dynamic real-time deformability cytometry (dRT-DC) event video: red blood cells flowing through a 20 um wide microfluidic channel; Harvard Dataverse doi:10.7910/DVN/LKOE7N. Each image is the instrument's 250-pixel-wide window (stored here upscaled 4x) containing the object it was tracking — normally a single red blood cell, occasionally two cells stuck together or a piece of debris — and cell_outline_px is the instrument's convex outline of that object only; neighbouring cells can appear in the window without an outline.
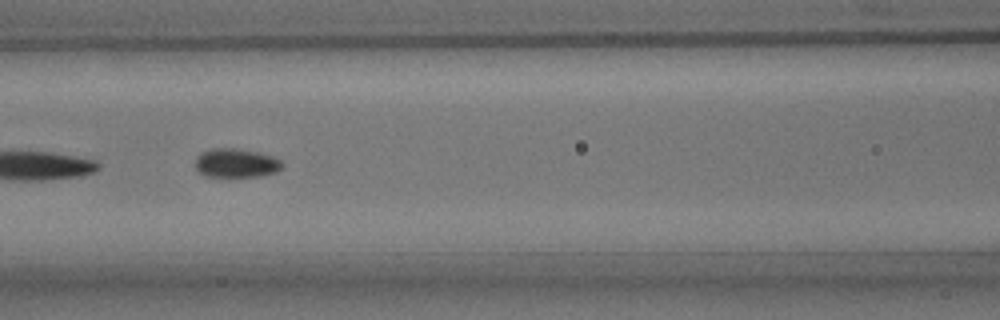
{"species": "common noctule bat (a hibernating species)", "species_latin": "Nyctalus noctula", "temperature_condition": "room temperature", "stored_images_in_passage": 6, "camera_frame_rate_fps": 3000, "um_per_image_px": 0.085, "animal": {"sex": "male", "body_mass_g": 15.6}, "frame": {"image": 1, "passage_image": 5, "time_ms": 4.667, "image_size_px": [1000, 320], "cell_outline_px": [[284, 164], [276, 172], [260, 176], [204, 176], [196, 168], [196, 156], [200, 152], [212, 148], [232, 148], [256, 152], [272, 156], [280, 160]], "centroid_in_image_um": [20.04, 13.85], "position_along_channel_um": 146.6, "area_um2": 14.51}}
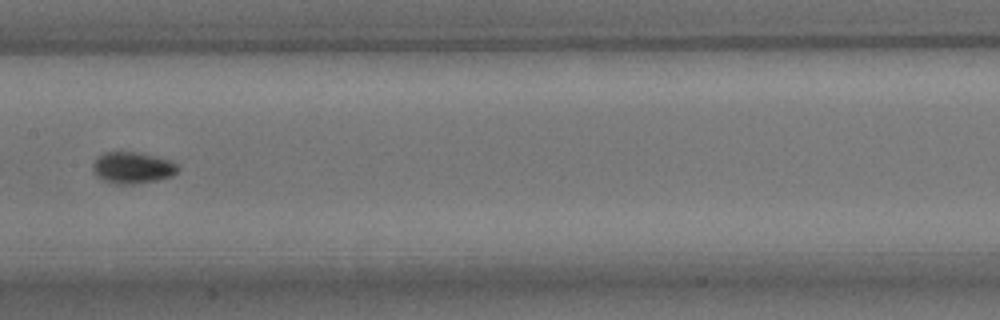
{"frame": {"image": 2, "passage_image": 6, "time_ms": 6.0, "image_size_px": [1000, 320], "cell_outline_px": [[180, 168], [172, 176], [156, 180], [132, 184], [116, 184], [104, 180], [96, 176], [92, 168], [92, 164], [104, 152], [136, 152], [156, 156], [168, 160], [176, 164]], "centroid_in_image_um": [11.26, 14.26], "position_along_channel_um": 196.1, "area_um2": 15.43}}